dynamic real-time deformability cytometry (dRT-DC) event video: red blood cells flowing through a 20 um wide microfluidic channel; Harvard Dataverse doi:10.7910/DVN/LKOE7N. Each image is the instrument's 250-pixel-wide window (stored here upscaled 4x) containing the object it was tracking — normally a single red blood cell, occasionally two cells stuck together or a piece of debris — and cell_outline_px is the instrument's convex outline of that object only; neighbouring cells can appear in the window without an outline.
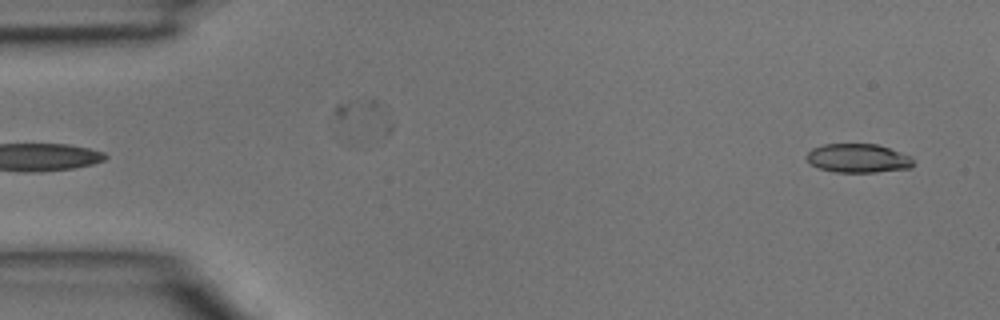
{"species": "common noctule bat (a hibernating species)", "species_latin": "Nyctalus noctula", "temperature_condition": "room temperature", "stored_images_in_passage": 13, "camera_frame_rate_fps": 3000, "um_per_image_px": 0.085, "animal": {"sex": "male", "body_mass_g": 15.6}, "frame": {"image": 1, "passage_image": 1, "time_ms": 0.0, "image_size_px": [1000, 320], "cell_outline_px": [[912, 168], [876, 172], [836, 172], [820, 168], [812, 164], [804, 156], [812, 148], [824, 144], [876, 144], [888, 148], [908, 156], [912, 160]], "centroid_in_image_um": [72.89, 13.45], "position_along_channel_um": 12.1, "area_um2": 17.69}}
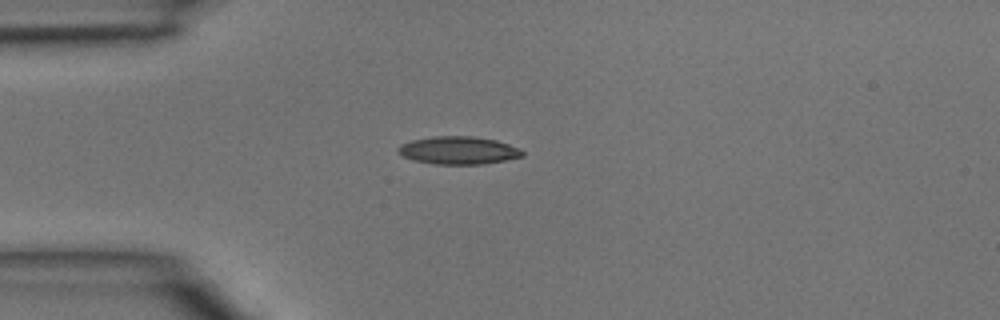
{"frame": {"image": 2, "passage_image": 10, "time_ms": 3.0, "image_size_px": [1000, 320], "cell_outline_px": [[524, 156], [484, 164], [436, 164], [416, 160], [404, 156], [396, 152], [396, 148], [400, 144], [412, 140], [436, 136], [472, 136], [496, 140], [520, 148], [524, 152]], "centroid_in_image_um": [38.97, 12.77], "position_along_channel_um": 46.0, "area_um2": 20.06}}